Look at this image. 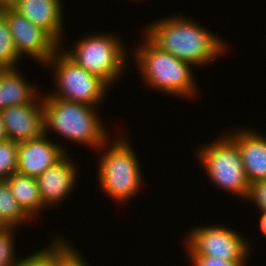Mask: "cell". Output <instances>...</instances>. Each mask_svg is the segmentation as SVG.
I'll return each mask as SVG.
<instances>
[{
	"label": "cell",
	"instance_id": "6da1fadb",
	"mask_svg": "<svg viewBox=\"0 0 266 266\" xmlns=\"http://www.w3.org/2000/svg\"><path fill=\"white\" fill-rule=\"evenodd\" d=\"M196 20L182 14L171 15L148 23L142 34L159 49L194 67L212 64L217 58L226 56L229 44L225 39Z\"/></svg>",
	"mask_w": 266,
	"mask_h": 266
},
{
	"label": "cell",
	"instance_id": "7a4b0ae2",
	"mask_svg": "<svg viewBox=\"0 0 266 266\" xmlns=\"http://www.w3.org/2000/svg\"><path fill=\"white\" fill-rule=\"evenodd\" d=\"M142 38V43L137 45L132 55L144 86L164 95L193 99L200 91L196 85L194 66L159 49L144 34Z\"/></svg>",
	"mask_w": 266,
	"mask_h": 266
},
{
	"label": "cell",
	"instance_id": "3957f363",
	"mask_svg": "<svg viewBox=\"0 0 266 266\" xmlns=\"http://www.w3.org/2000/svg\"><path fill=\"white\" fill-rule=\"evenodd\" d=\"M121 133L118 132L114 139L110 138L98 150L99 153L103 152L100 153L96 170L102 192L117 204L132 202L133 197L136 198L145 185L138 154L135 153L130 138Z\"/></svg>",
	"mask_w": 266,
	"mask_h": 266
},
{
	"label": "cell",
	"instance_id": "277c9868",
	"mask_svg": "<svg viewBox=\"0 0 266 266\" xmlns=\"http://www.w3.org/2000/svg\"><path fill=\"white\" fill-rule=\"evenodd\" d=\"M45 134L51 132L77 145L98 151L110 138L98 108L61 98H43Z\"/></svg>",
	"mask_w": 266,
	"mask_h": 266
},
{
	"label": "cell",
	"instance_id": "5b68a950",
	"mask_svg": "<svg viewBox=\"0 0 266 266\" xmlns=\"http://www.w3.org/2000/svg\"><path fill=\"white\" fill-rule=\"evenodd\" d=\"M119 38L121 37L111 31L93 32L74 41L71 47L67 45L66 48L63 45L60 47L80 67L98 76L112 88L114 83L124 76L130 61L127 44L124 46V41Z\"/></svg>",
	"mask_w": 266,
	"mask_h": 266
},
{
	"label": "cell",
	"instance_id": "8992f818",
	"mask_svg": "<svg viewBox=\"0 0 266 266\" xmlns=\"http://www.w3.org/2000/svg\"><path fill=\"white\" fill-rule=\"evenodd\" d=\"M228 131L209 144L198 146L195 156L210 183L239 197L242 202L245 201L250 183L237 144L227 135Z\"/></svg>",
	"mask_w": 266,
	"mask_h": 266
},
{
	"label": "cell",
	"instance_id": "52a82bcc",
	"mask_svg": "<svg viewBox=\"0 0 266 266\" xmlns=\"http://www.w3.org/2000/svg\"><path fill=\"white\" fill-rule=\"evenodd\" d=\"M43 67L53 69L54 90L42 93V98H61L100 108L111 89L98 76L80 67L61 47Z\"/></svg>",
	"mask_w": 266,
	"mask_h": 266
},
{
	"label": "cell",
	"instance_id": "ba28073f",
	"mask_svg": "<svg viewBox=\"0 0 266 266\" xmlns=\"http://www.w3.org/2000/svg\"><path fill=\"white\" fill-rule=\"evenodd\" d=\"M187 255L217 257L226 261H248L252 251L250 242L231 227L224 225H199L186 232Z\"/></svg>",
	"mask_w": 266,
	"mask_h": 266
},
{
	"label": "cell",
	"instance_id": "9c48e42d",
	"mask_svg": "<svg viewBox=\"0 0 266 266\" xmlns=\"http://www.w3.org/2000/svg\"><path fill=\"white\" fill-rule=\"evenodd\" d=\"M19 58L30 57L44 66L60 44L43 28L34 25L13 8L3 9Z\"/></svg>",
	"mask_w": 266,
	"mask_h": 266
},
{
	"label": "cell",
	"instance_id": "30bf717a",
	"mask_svg": "<svg viewBox=\"0 0 266 266\" xmlns=\"http://www.w3.org/2000/svg\"><path fill=\"white\" fill-rule=\"evenodd\" d=\"M69 154L66 153L59 161L37 177L40 196L46 208L49 206L50 208L56 207L57 204L61 205L65 199L72 195L70 192H73L77 187L78 165L70 158L72 155Z\"/></svg>",
	"mask_w": 266,
	"mask_h": 266
},
{
	"label": "cell",
	"instance_id": "8fae6325",
	"mask_svg": "<svg viewBox=\"0 0 266 266\" xmlns=\"http://www.w3.org/2000/svg\"><path fill=\"white\" fill-rule=\"evenodd\" d=\"M8 139L23 142L45 133L42 96L35 103L13 105L0 111Z\"/></svg>",
	"mask_w": 266,
	"mask_h": 266
},
{
	"label": "cell",
	"instance_id": "7c38bea8",
	"mask_svg": "<svg viewBox=\"0 0 266 266\" xmlns=\"http://www.w3.org/2000/svg\"><path fill=\"white\" fill-rule=\"evenodd\" d=\"M51 138L44 133L36 139L19 142L17 172L37 178L67 153L65 143H56Z\"/></svg>",
	"mask_w": 266,
	"mask_h": 266
},
{
	"label": "cell",
	"instance_id": "4fadbf2b",
	"mask_svg": "<svg viewBox=\"0 0 266 266\" xmlns=\"http://www.w3.org/2000/svg\"><path fill=\"white\" fill-rule=\"evenodd\" d=\"M230 130L227 135L237 144L249 183L266 180V135L247 126Z\"/></svg>",
	"mask_w": 266,
	"mask_h": 266
},
{
	"label": "cell",
	"instance_id": "5bb4252c",
	"mask_svg": "<svg viewBox=\"0 0 266 266\" xmlns=\"http://www.w3.org/2000/svg\"><path fill=\"white\" fill-rule=\"evenodd\" d=\"M63 6V0H21L13 9L63 45L66 39Z\"/></svg>",
	"mask_w": 266,
	"mask_h": 266
},
{
	"label": "cell",
	"instance_id": "9a60e30c",
	"mask_svg": "<svg viewBox=\"0 0 266 266\" xmlns=\"http://www.w3.org/2000/svg\"><path fill=\"white\" fill-rule=\"evenodd\" d=\"M23 76L20 67L0 70V111L13 105L35 103L42 96L38 84H30Z\"/></svg>",
	"mask_w": 266,
	"mask_h": 266
},
{
	"label": "cell",
	"instance_id": "2e32d148",
	"mask_svg": "<svg viewBox=\"0 0 266 266\" xmlns=\"http://www.w3.org/2000/svg\"><path fill=\"white\" fill-rule=\"evenodd\" d=\"M6 181L22 209L32 219L38 218L46 208L40 196L37 178L15 172Z\"/></svg>",
	"mask_w": 266,
	"mask_h": 266
},
{
	"label": "cell",
	"instance_id": "e0dca14e",
	"mask_svg": "<svg viewBox=\"0 0 266 266\" xmlns=\"http://www.w3.org/2000/svg\"><path fill=\"white\" fill-rule=\"evenodd\" d=\"M32 220L15 199L7 181L0 180V227L19 231L21 225L26 226Z\"/></svg>",
	"mask_w": 266,
	"mask_h": 266
},
{
	"label": "cell",
	"instance_id": "ac0fdd59",
	"mask_svg": "<svg viewBox=\"0 0 266 266\" xmlns=\"http://www.w3.org/2000/svg\"><path fill=\"white\" fill-rule=\"evenodd\" d=\"M20 58L14 46L5 14L0 13V68H18Z\"/></svg>",
	"mask_w": 266,
	"mask_h": 266
},
{
	"label": "cell",
	"instance_id": "d6986e66",
	"mask_svg": "<svg viewBox=\"0 0 266 266\" xmlns=\"http://www.w3.org/2000/svg\"><path fill=\"white\" fill-rule=\"evenodd\" d=\"M47 245L21 257L18 266H58V236Z\"/></svg>",
	"mask_w": 266,
	"mask_h": 266
},
{
	"label": "cell",
	"instance_id": "ffe728a7",
	"mask_svg": "<svg viewBox=\"0 0 266 266\" xmlns=\"http://www.w3.org/2000/svg\"><path fill=\"white\" fill-rule=\"evenodd\" d=\"M16 230V228L0 227V266H18L19 264L21 255L18 258L14 242L17 237Z\"/></svg>",
	"mask_w": 266,
	"mask_h": 266
},
{
	"label": "cell",
	"instance_id": "44dd1931",
	"mask_svg": "<svg viewBox=\"0 0 266 266\" xmlns=\"http://www.w3.org/2000/svg\"><path fill=\"white\" fill-rule=\"evenodd\" d=\"M18 143L9 139L0 142V180L17 172Z\"/></svg>",
	"mask_w": 266,
	"mask_h": 266
},
{
	"label": "cell",
	"instance_id": "7402d4cb",
	"mask_svg": "<svg viewBox=\"0 0 266 266\" xmlns=\"http://www.w3.org/2000/svg\"><path fill=\"white\" fill-rule=\"evenodd\" d=\"M58 235V266H91L66 236ZM63 236V237H61Z\"/></svg>",
	"mask_w": 266,
	"mask_h": 266
},
{
	"label": "cell",
	"instance_id": "603a6c76",
	"mask_svg": "<svg viewBox=\"0 0 266 266\" xmlns=\"http://www.w3.org/2000/svg\"><path fill=\"white\" fill-rule=\"evenodd\" d=\"M250 204L257 206L260 212H266V180H259L249 184L248 193L245 198Z\"/></svg>",
	"mask_w": 266,
	"mask_h": 266
},
{
	"label": "cell",
	"instance_id": "cb8c5ba5",
	"mask_svg": "<svg viewBox=\"0 0 266 266\" xmlns=\"http://www.w3.org/2000/svg\"><path fill=\"white\" fill-rule=\"evenodd\" d=\"M192 266H247L248 261H226L217 257L188 255Z\"/></svg>",
	"mask_w": 266,
	"mask_h": 266
},
{
	"label": "cell",
	"instance_id": "d4e9b609",
	"mask_svg": "<svg viewBox=\"0 0 266 266\" xmlns=\"http://www.w3.org/2000/svg\"><path fill=\"white\" fill-rule=\"evenodd\" d=\"M260 217L259 219V225L258 227H260V232H262V234H264L263 236L266 237V212H259Z\"/></svg>",
	"mask_w": 266,
	"mask_h": 266
},
{
	"label": "cell",
	"instance_id": "484cf974",
	"mask_svg": "<svg viewBox=\"0 0 266 266\" xmlns=\"http://www.w3.org/2000/svg\"><path fill=\"white\" fill-rule=\"evenodd\" d=\"M21 0H0L3 9L13 8L16 6Z\"/></svg>",
	"mask_w": 266,
	"mask_h": 266
},
{
	"label": "cell",
	"instance_id": "4316f807",
	"mask_svg": "<svg viewBox=\"0 0 266 266\" xmlns=\"http://www.w3.org/2000/svg\"><path fill=\"white\" fill-rule=\"evenodd\" d=\"M7 139H8V136L6 134L4 122H3V119H2V115L0 113V142L5 141Z\"/></svg>",
	"mask_w": 266,
	"mask_h": 266
},
{
	"label": "cell",
	"instance_id": "83f0119b",
	"mask_svg": "<svg viewBox=\"0 0 266 266\" xmlns=\"http://www.w3.org/2000/svg\"><path fill=\"white\" fill-rule=\"evenodd\" d=\"M3 12V7L1 5V2H0V13Z\"/></svg>",
	"mask_w": 266,
	"mask_h": 266
}]
</instances>
